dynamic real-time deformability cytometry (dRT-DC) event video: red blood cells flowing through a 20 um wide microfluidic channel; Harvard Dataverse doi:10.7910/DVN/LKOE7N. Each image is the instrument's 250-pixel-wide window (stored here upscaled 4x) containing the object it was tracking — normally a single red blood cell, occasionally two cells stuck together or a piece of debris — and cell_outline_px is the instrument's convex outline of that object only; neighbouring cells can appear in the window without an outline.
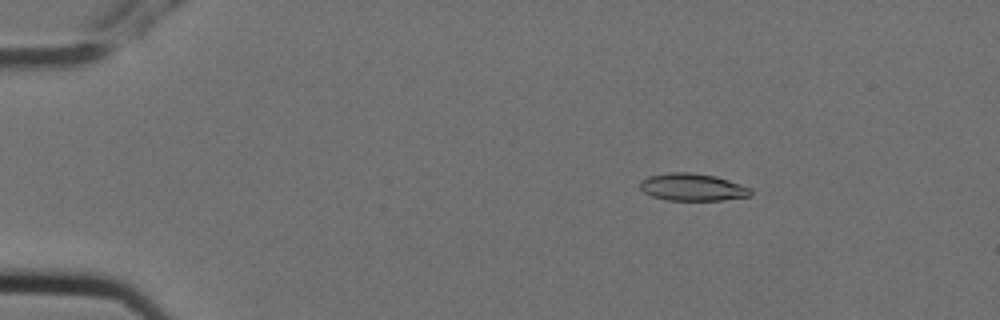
{"species": "Egyptian fruit bat (a non-hibernating species)", "species_latin": "Rousettus aegyptiacus", "temperature_condition": "cold", "stored_images_in_passage": 5, "camera_frame_rate_fps": 3000, "um_per_image_px": 0.085, "animal": {"sex": "female"}, "frame": {"image": 1, "passage_image": 3, "time_ms": 0.667, "image_size_px": [1000, 320], "cell_outline_px": [[752, 196], [720, 200], [668, 200], [652, 196], [644, 192], [640, 188], [640, 180], [648, 176], [668, 172], [688, 172], [716, 176], [752, 188]], "centroid_in_image_um": [58.86, 15.9], "position_along_channel_um": 26.1, "area_um2": 17.69}}